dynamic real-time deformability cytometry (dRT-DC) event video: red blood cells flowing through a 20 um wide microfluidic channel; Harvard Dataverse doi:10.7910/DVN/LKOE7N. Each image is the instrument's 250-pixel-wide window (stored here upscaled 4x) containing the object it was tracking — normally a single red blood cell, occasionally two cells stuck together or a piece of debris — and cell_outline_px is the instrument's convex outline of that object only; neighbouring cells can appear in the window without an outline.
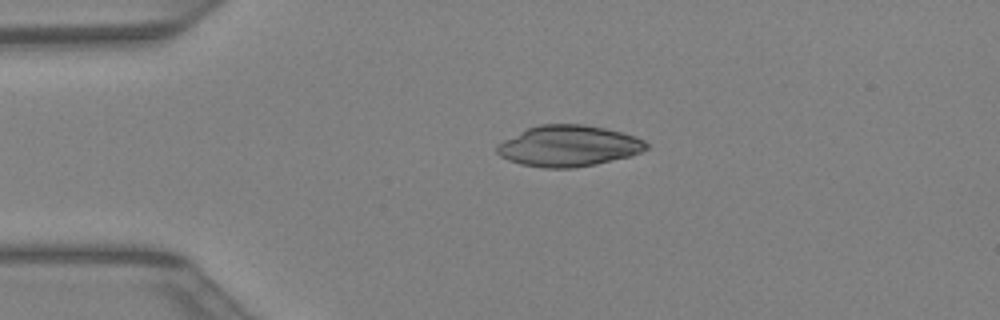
{"species": "Egyptian fruit bat (a non-hibernating species)", "species_latin": "Rousettus aegyptiacus", "temperature_condition": "warm", "stored_images_in_passage": 4, "camera_frame_rate_fps": 3000, "um_per_image_px": 0.085, "animal": {"sex": "female"}, "frame": {"image": 1, "passage_image": 1, "time_ms": 0.0, "image_size_px": [1000, 320], "cell_outline_px": [[648, 148], [632, 156], [596, 164], [572, 168], [544, 168], [520, 164], [508, 160], [500, 156], [496, 152], [496, 144], [528, 128], [540, 124], [584, 124], [604, 128], [636, 136], [644, 140], [648, 144]], "centroid_in_image_um": [48.33, 12.41], "position_along_channel_um": 36.7, "area_um2": 35.78}}